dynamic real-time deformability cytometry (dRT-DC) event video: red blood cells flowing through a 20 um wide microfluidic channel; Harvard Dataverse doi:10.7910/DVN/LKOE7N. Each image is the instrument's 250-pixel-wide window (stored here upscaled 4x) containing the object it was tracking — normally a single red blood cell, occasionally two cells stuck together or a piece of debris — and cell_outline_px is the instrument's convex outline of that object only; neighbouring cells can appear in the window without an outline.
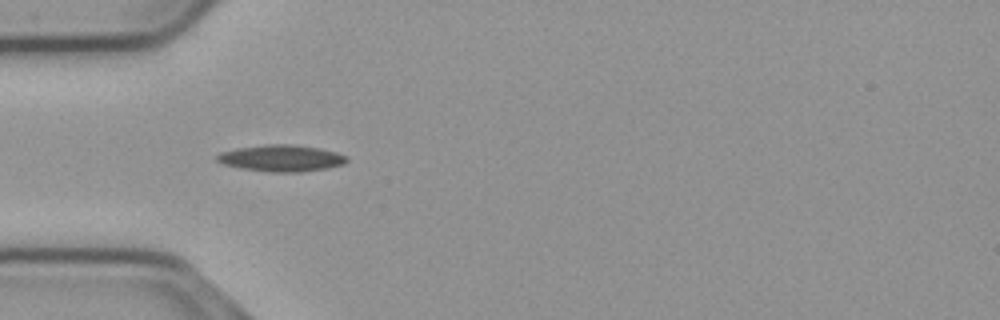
{"species": "common noctule bat (a hibernating species)", "species_latin": "Nyctalus noctula", "temperature_condition": "cold", "stored_images_in_passage": 40, "camera_frame_rate_fps": 3000, "um_per_image_px": 0.085, "animal": {"sex": "male", "body_mass_g": 23.1, "forearm_length_mm": 52.7}, "frame": {"image": 1, "passage_image": 1, "time_ms": 0.0, "image_size_px": [1000, 320], "cell_outline_px": [[348, 160], [344, 164], [328, 168], [300, 172], [272, 172], [240, 168], [224, 164], [216, 160], [216, 156], [220, 152], [240, 148], [268, 144], [292, 144], [320, 148], [336, 152], [348, 156]], "centroid_in_image_um": [23.95, 13.45], "position_along_channel_um": 61.0, "area_um2": 20.06}}
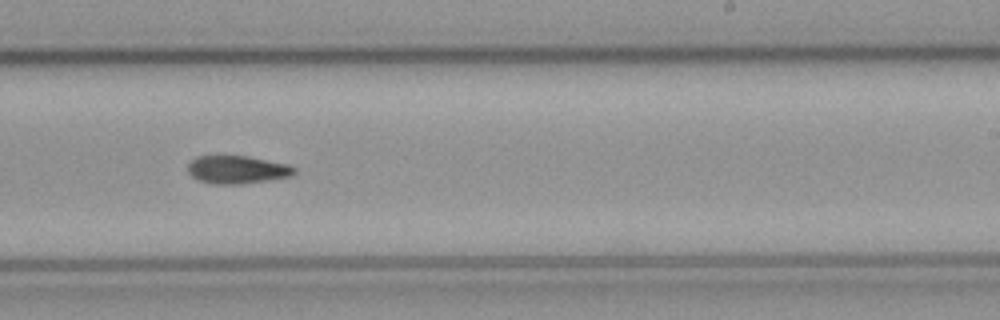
{"frame": {"image": 2, "passage_image": 18, "time_ms": 5.667, "image_size_px": [1000, 320], "cell_outline_px": [[296, 172], [292, 176], [268, 180], [240, 184], [212, 184], [196, 180], [188, 172], [188, 164], [196, 156], [216, 152], [248, 156], [288, 164], [296, 168]], "centroid_in_image_um": [20.1, 14.37], "position_along_channel_um": 268.9, "area_um2": 18.21}}
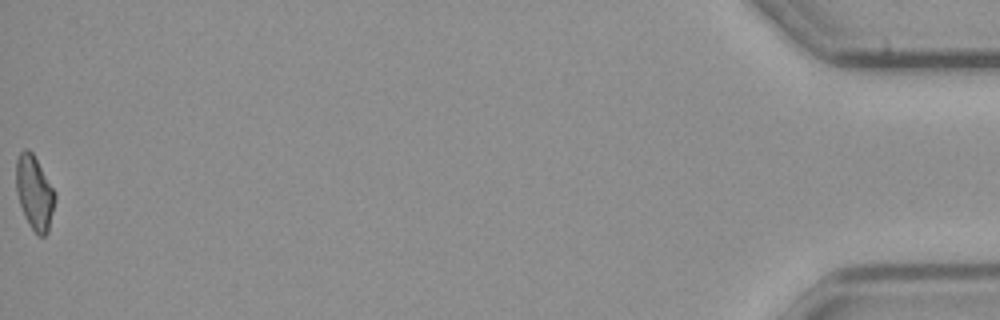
{"frame": {"image": 3, "passage_image": 40, "time_ms": 13.0, "image_size_px": [1000, 320], "cell_outline_px": [[56, 200], [48, 232], [44, 236], [40, 236], [32, 228], [24, 216], [16, 192], [16, 160], [20, 152], [24, 148], [28, 148], [32, 152], [56, 192]], "centroid_in_image_um": [2.94, 16.35], "position_along_channel_um": 432.3, "area_um2": 16.82}}